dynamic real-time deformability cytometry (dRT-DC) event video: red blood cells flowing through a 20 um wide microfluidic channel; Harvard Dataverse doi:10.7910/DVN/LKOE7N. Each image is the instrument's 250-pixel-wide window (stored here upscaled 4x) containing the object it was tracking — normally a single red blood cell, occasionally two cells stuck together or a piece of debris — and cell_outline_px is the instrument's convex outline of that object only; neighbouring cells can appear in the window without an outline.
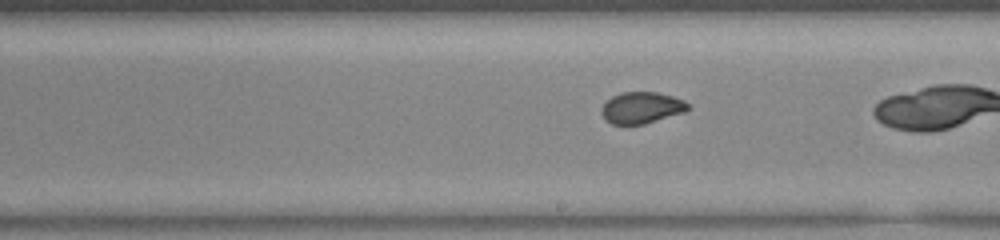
{"species": "common noctule bat (a hibernating species)", "species_latin": "Nyctalus noctula", "temperature_condition": "warm", "stored_images_in_passage": 39, "camera_frame_rate_fps": 3000, "um_per_image_px": 0.085, "animal": {"sex": "female", "body_mass_g": 23.0, "forearm_length_mm": 53.4}, "frame": {"image": 1, "passage_image": 28, "time_ms": 9.0, "image_size_px": [1000, 240], "cell_outline_px": [[692, 108], [684, 112], [644, 124], [612, 124], [604, 120], [600, 112], [600, 108], [612, 96], [620, 92], [656, 92], [672, 96], [684, 100]], "centroid_in_image_um": [54.52, 9.15], "position_along_channel_um": 234.5, "area_um2": 15.95}}